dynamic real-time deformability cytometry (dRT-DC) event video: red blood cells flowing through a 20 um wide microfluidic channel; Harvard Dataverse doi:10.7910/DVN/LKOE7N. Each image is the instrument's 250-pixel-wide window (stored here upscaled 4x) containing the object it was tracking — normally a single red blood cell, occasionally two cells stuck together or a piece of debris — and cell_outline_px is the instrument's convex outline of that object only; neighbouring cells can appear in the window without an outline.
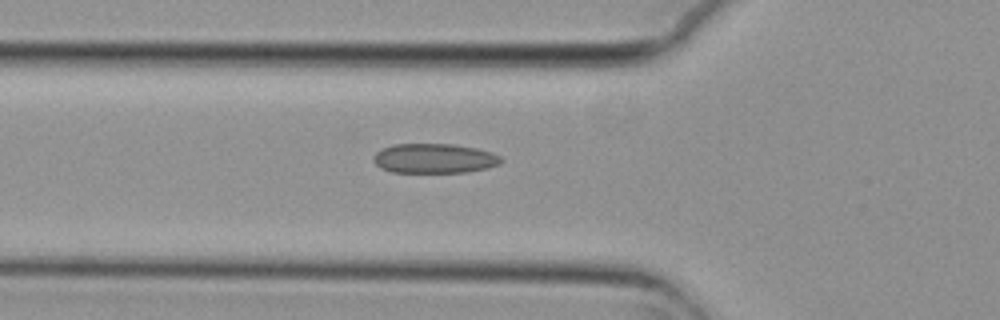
{"species": "common noctule bat (a hibernating species)", "species_latin": "Nyctalus noctula", "temperature_condition": "cold", "stored_images_in_passage": 2, "camera_frame_rate_fps": 3000, "um_per_image_px": 0.085, "animal": {"sex": "female", "body_mass_g": 29.2, "forearm_length_mm": 56.3}, "frame": {"image": 1, "passage_image": 2, "time_ms": 0.333, "image_size_px": [1000, 320], "cell_outline_px": [[504, 160], [500, 164], [488, 168], [468, 172], [392, 172], [380, 168], [372, 160], [372, 156], [380, 148], [392, 144], [452, 144], [476, 148], [492, 152], [500, 156]], "centroid_in_image_um": [36.9, 13.46], "position_along_channel_um": 88.9, "area_um2": 22.31}}